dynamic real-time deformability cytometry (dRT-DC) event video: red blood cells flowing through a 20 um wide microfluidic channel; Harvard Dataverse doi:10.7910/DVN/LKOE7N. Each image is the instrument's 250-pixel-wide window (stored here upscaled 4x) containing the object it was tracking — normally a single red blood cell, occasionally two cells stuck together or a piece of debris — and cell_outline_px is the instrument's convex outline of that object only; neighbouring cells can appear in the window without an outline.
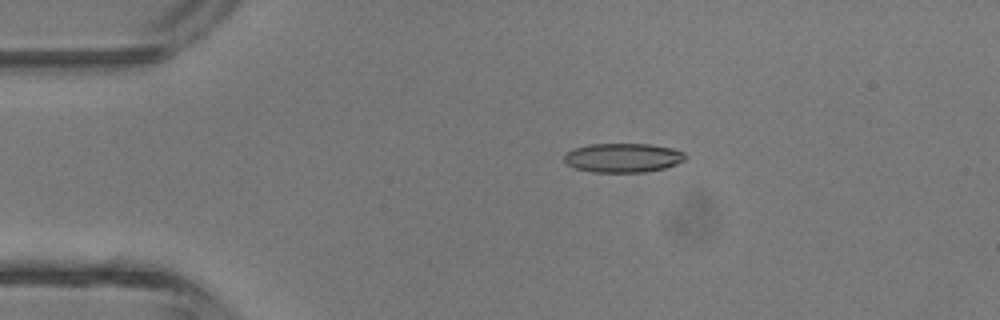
{"species": "common noctule bat (a hibernating species)", "species_latin": "Nyctalus noctula", "temperature_condition": "room temperature", "stored_images_in_passage": 4, "camera_frame_rate_fps": 3000, "um_per_image_px": 0.085, "animal": {"sex": "male", "body_mass_g": 13.3}, "frame": {"image": 1, "passage_image": 3, "time_ms": 2.333, "image_size_px": [1000, 320], "cell_outline_px": [[688, 156], [684, 160], [676, 164], [664, 168], [648, 172], [592, 172], [576, 168], [568, 164], [564, 160], [564, 156], [572, 148], [588, 144], [652, 144], [672, 148], [684, 152]], "centroid_in_image_um": [52.97, 13.4], "position_along_channel_um": 32.0, "area_um2": 20.69}}
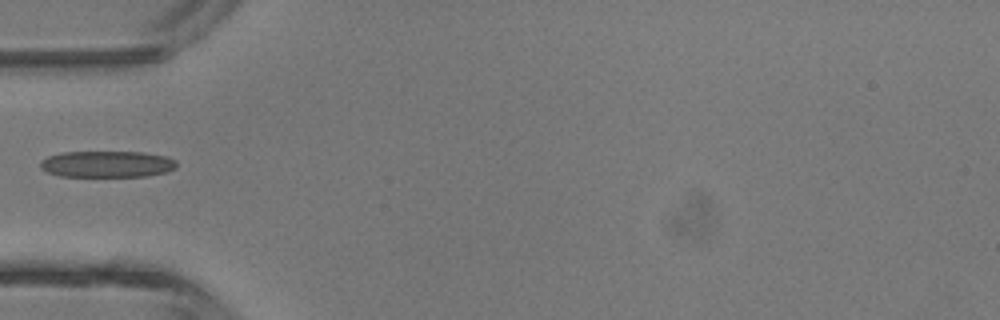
{"frame": {"image": 2, "passage_image": 4, "time_ms": 4.333, "image_size_px": [1000, 320], "cell_outline_px": [[176, 168], [168, 172], [148, 176], [60, 176], [48, 172], [40, 168], [40, 160], [48, 156], [60, 152], [144, 152], [168, 156], [176, 160]], "centroid_in_image_um": [9.12, 13.94], "position_along_channel_um": 75.9, "area_um2": 21.21}}